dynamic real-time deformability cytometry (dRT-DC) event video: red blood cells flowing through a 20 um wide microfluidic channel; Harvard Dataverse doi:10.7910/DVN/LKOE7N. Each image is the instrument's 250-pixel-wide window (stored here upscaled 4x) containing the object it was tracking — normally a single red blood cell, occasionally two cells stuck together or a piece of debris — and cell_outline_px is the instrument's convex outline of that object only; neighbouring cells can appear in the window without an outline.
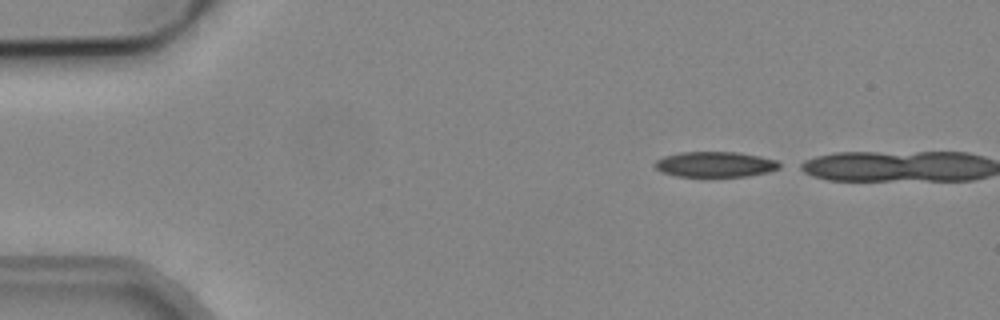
{"species": "common noctule bat (a hibernating species)", "species_latin": "Nyctalus noctula", "temperature_condition": "cold", "stored_images_in_passage": 2, "camera_frame_rate_fps": 3000, "um_per_image_px": 0.085, "animal": {"sex": "male", "body_mass_g": 19.2, "forearm_length_mm": 51.8}, "frame": {"image": 1, "passage_image": 1, "time_ms": 0.0, "image_size_px": [1000, 320], "cell_outline_px": [[784, 164], [780, 168], [768, 172], [748, 176], [676, 176], [660, 172], [652, 164], [656, 160], [664, 156], [680, 152], [740, 152], [760, 156], [776, 160]], "centroid_in_image_um": [60.8, 13.96], "position_along_channel_um": 24.2, "area_um2": 18.67}}